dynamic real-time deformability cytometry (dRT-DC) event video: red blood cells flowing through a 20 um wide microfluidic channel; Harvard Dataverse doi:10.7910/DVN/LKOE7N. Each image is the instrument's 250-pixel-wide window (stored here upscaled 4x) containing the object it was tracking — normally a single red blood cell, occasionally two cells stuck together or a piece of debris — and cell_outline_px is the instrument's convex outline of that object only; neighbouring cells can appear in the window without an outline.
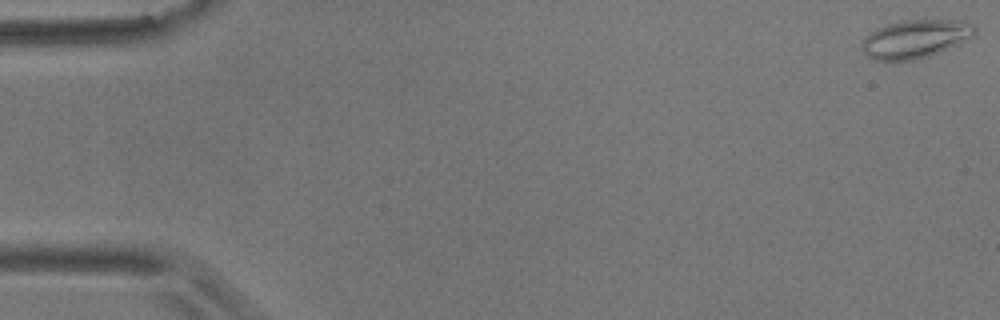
{"species": "common noctule bat (a hibernating species)", "species_latin": "Nyctalus noctula", "temperature_condition": "room temperature", "stored_images_in_passage": 55, "camera_frame_rate_fps": 3000, "um_per_image_px": 0.085, "animal": {"sex": "male", "body_mass_g": 17.9}, "frame": {"image": 1, "passage_image": 1, "time_ms": 0.0, "image_size_px": [1000, 320], "cell_outline_px": [[976, 32], [968, 40], [960, 44], [928, 56], [912, 60], [872, 60], [860, 48], [860, 44], [868, 32], [876, 28], [900, 20], [968, 20], [976, 28]], "centroid_in_image_um": [77.8, 3.29], "position_along_channel_um": 7.2, "area_um2": 25.49}}
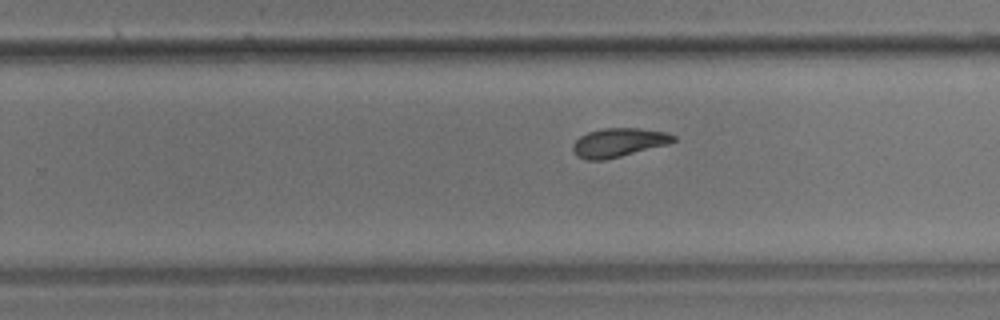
{"frame": {"image": 2, "passage_image": 35, "time_ms": 11.333, "image_size_px": [1000, 320], "cell_outline_px": [[676, 140], [668, 144], [604, 160], [588, 160], [576, 156], [572, 148], [572, 144], [580, 136], [588, 132], [600, 128], [640, 128], [664, 132], [676, 136]], "centroid_in_image_um": [52.55, 12.11], "position_along_channel_um": 277.2, "area_um2": 16.82}}
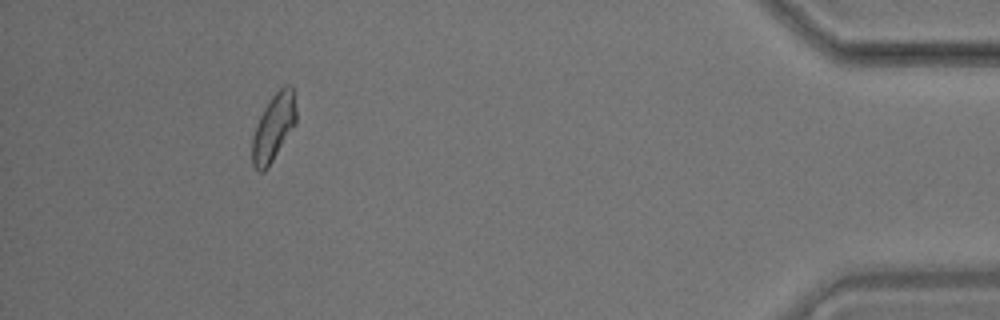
{"frame": {"image": 3, "passage_image": 51, "time_ms": 16.667, "image_size_px": [1000, 320], "cell_outline_px": [[296, 124], [268, 168], [264, 172], [260, 172], [252, 164], [252, 136], [256, 124], [264, 108], [272, 96], [284, 84], [292, 84], [296, 112]], "centroid_in_image_um": [23.25, 10.84], "position_along_channel_um": 411.9, "area_um2": 17.28}, "authors_computed_cell_mechanics": {"area_um2": 17.2822, "velocity_mm_per_s": 3.6368, "shape_relaxation_time_tau1_ms": null, "shape_relaxation_time_tau2_ms": 2.0647, "deformation_change_tau1": null, "deformation_change_tau2": 0.0797}}